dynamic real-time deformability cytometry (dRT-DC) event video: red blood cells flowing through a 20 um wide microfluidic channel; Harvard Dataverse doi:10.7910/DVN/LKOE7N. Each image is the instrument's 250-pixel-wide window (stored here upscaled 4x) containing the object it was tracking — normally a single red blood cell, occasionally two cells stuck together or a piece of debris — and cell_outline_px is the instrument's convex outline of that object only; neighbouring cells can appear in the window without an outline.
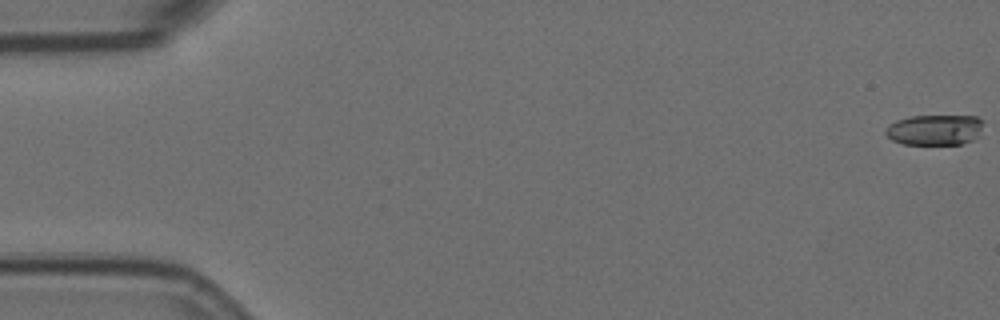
{"species": "Egyptian fruit bat (a non-hibernating species)", "species_latin": "Rousettus aegyptiacus", "temperature_condition": "room temperature", "stored_images_in_passage": 4, "camera_frame_rate_fps": 3000, "um_per_image_px": 0.085, "animal": {"sex": "female"}, "frame": {"image": 1, "passage_image": 1, "time_ms": 0.0, "image_size_px": [1000, 320], "cell_outline_px": [[984, 120], [980, 136], [972, 140], [960, 144], [904, 144], [892, 140], [884, 132], [888, 124], [896, 120], [912, 116], [976, 116]], "centroid_in_image_um": [79.48, 11.03], "position_along_channel_um": 5.5, "area_um2": 17.57}}